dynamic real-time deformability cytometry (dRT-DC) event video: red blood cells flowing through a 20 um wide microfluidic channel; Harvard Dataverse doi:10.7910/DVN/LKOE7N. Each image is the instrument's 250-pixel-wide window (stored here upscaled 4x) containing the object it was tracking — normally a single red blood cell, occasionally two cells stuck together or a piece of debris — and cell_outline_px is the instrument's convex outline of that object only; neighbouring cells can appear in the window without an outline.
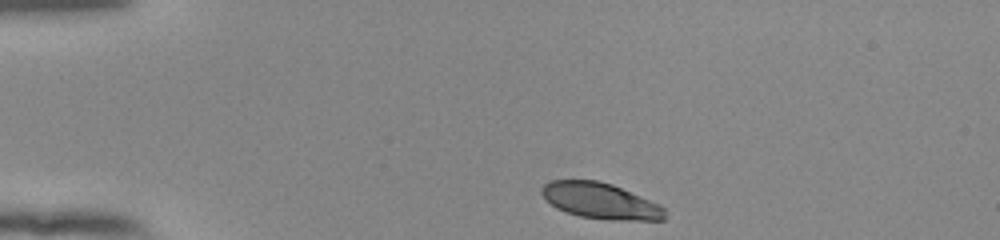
{"species": "human", "species_latin": "Homo sapiens", "temperature_condition": "room temperature", "stored_images_in_passage": 37, "camera_frame_rate_fps": 3000, "um_per_image_px": 0.085, "donor": {"sex": "female"}, "frame": {"image": 1, "passage_image": 1, "time_ms": 0.0, "image_size_px": [1000, 240], "cell_outline_px": [[664, 220], [608, 220], [580, 216], [556, 208], [540, 192], [540, 188], [544, 184], [552, 180], [596, 180], [612, 184], [660, 204], [664, 208]], "centroid_in_image_um": [51.04, 17.07], "position_along_channel_um": 34.0, "area_um2": 25.61}}
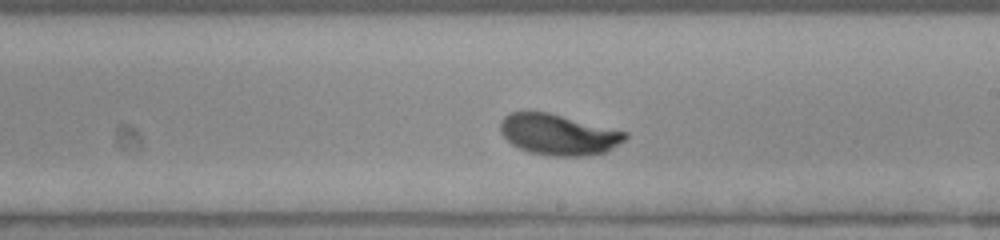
{"frame": {"image": 2, "passage_image": 22, "time_ms": 7.0, "image_size_px": [1000, 240], "cell_outline_px": [[628, 136], [624, 140], [608, 152], [584, 156], [552, 156], [528, 152], [512, 144], [500, 132], [500, 120], [508, 112], [548, 112], [628, 132]], "centroid_in_image_um": [47.47, 11.44], "position_along_channel_um": 241.5, "area_um2": 29.82}}
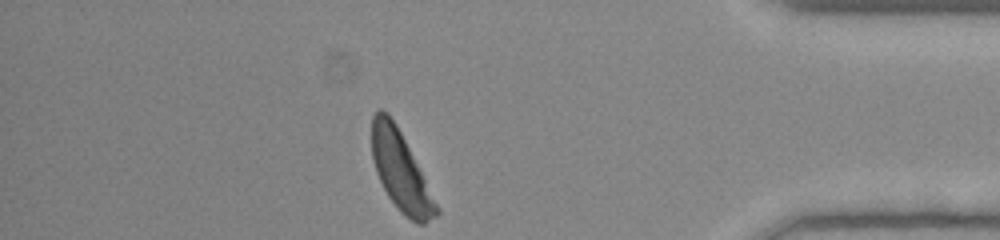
{"frame": {"image": 3, "passage_image": 37, "time_ms": 12.0, "image_size_px": [1000, 240], "cell_outline_px": [[440, 212], [436, 216], [424, 224], [416, 224], [404, 216], [396, 208], [388, 196], [376, 172], [372, 160], [372, 116], [380, 108], [388, 112], [396, 124], [440, 208]], "centroid_in_image_um": [34.05, 14.58], "position_along_channel_um": 401.1, "area_um2": 29.54}, "authors_computed_cell_mechanics": {"area_um2": 29.0156, "velocity_mm_per_s": 3.8289, "shape_relaxation_time_tau1_ms": 1.4621, "shape_relaxation_time_tau2_ms": null, "deformation_change_tau1": 0.1203, "deformation_change_tau2": null}}